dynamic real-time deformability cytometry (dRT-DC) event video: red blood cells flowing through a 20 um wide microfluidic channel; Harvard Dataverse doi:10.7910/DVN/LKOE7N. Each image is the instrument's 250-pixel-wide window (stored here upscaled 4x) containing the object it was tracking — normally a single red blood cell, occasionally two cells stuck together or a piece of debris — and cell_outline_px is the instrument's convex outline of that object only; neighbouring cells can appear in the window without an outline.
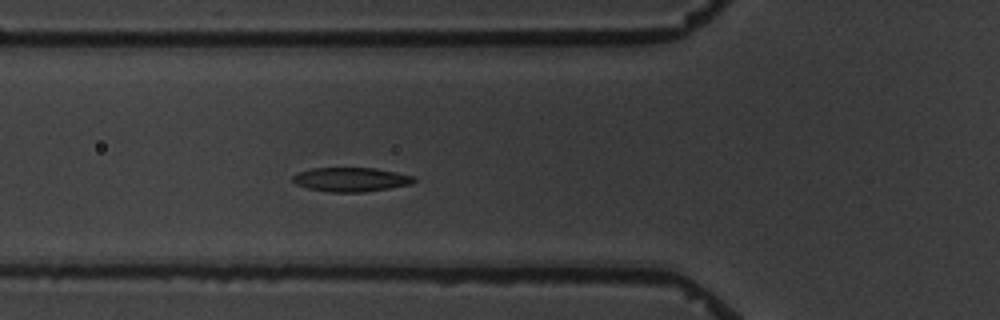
{"species": "common noctule bat (a hibernating species)", "species_latin": "Nyctalus noctula", "temperature_condition": "warm", "stored_images_in_passage": 4, "camera_frame_rate_fps": 3000, "um_per_image_px": 0.085, "animal": {"sex": "male", "body_mass_g": 19.5, "forearm_length_mm": 54.6}, "frame": {"image": 1, "passage_image": 4, "time_ms": 3.333, "image_size_px": [1000, 320], "cell_outline_px": [[416, 180], [412, 184], [364, 192], [328, 192], [308, 188], [296, 184], [292, 180], [292, 176], [300, 172], [312, 168], [376, 168], [416, 176]], "centroid_in_image_um": [29.86, 15.26], "position_along_channel_um": 95.9, "area_um2": 17.05}}